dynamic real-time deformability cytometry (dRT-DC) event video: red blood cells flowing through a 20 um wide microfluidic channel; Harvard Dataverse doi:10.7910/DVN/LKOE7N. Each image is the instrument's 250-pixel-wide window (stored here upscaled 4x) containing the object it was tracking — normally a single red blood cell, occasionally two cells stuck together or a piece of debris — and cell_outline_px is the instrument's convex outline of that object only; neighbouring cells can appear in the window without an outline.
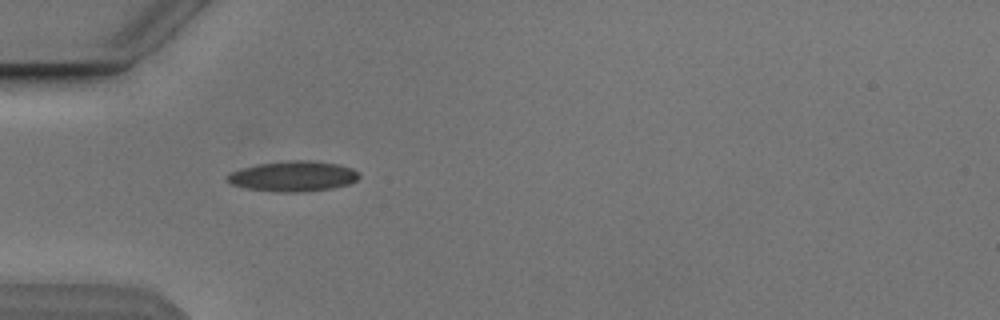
{"species": "Egyptian fruit bat (a non-hibernating species)", "species_latin": "Rousettus aegyptiacus", "temperature_condition": "cold", "stored_images_in_passage": 8, "camera_frame_rate_fps": 3000, "um_per_image_px": 0.085, "animal": {"sex": "male"}, "frame": {"image": 1, "passage_image": 4, "time_ms": 3.333, "image_size_px": [1000, 320], "cell_outline_px": [[360, 176], [356, 180], [348, 184], [332, 188], [304, 192], [276, 192], [244, 188], [232, 184], [228, 180], [228, 176], [232, 172], [244, 168], [260, 164], [288, 160], [312, 160], [336, 164], [352, 168]], "centroid_in_image_um": [24.94, 14.99], "position_along_channel_um": 60.1, "area_um2": 23.06}}
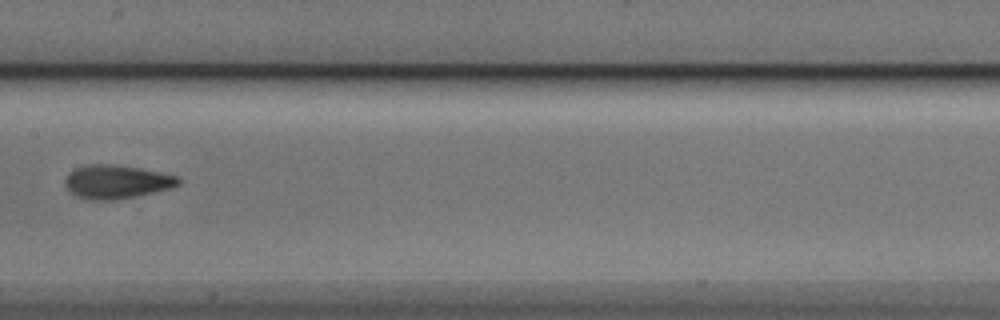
{"frame": {"image": 2, "passage_image": 7, "time_ms": 7.0, "image_size_px": [1000, 320], "cell_outline_px": [[180, 184], [168, 188], [152, 192], [116, 200], [92, 200], [76, 196], [64, 184], [64, 180], [68, 172], [76, 168], [88, 164], [112, 164], [140, 168], [180, 176]], "centroid_in_image_um": [9.88, 15.44], "position_along_channel_um": 197.5, "area_um2": 22.08}}
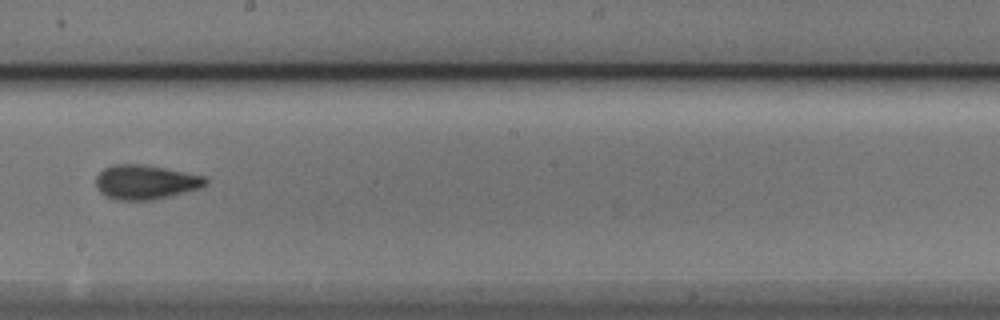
{"frame": {"image": 3, "passage_image": 8, "time_ms": 8.0, "image_size_px": [1000, 320], "cell_outline_px": [[208, 184], [200, 188], [152, 200], [116, 200], [100, 192], [96, 184], [96, 176], [104, 168], [112, 164], [140, 164], [164, 168], [204, 176], [208, 180]], "centroid_in_image_um": [12.36, 15.47], "position_along_channel_um": 235.8, "area_um2": 21.79}}